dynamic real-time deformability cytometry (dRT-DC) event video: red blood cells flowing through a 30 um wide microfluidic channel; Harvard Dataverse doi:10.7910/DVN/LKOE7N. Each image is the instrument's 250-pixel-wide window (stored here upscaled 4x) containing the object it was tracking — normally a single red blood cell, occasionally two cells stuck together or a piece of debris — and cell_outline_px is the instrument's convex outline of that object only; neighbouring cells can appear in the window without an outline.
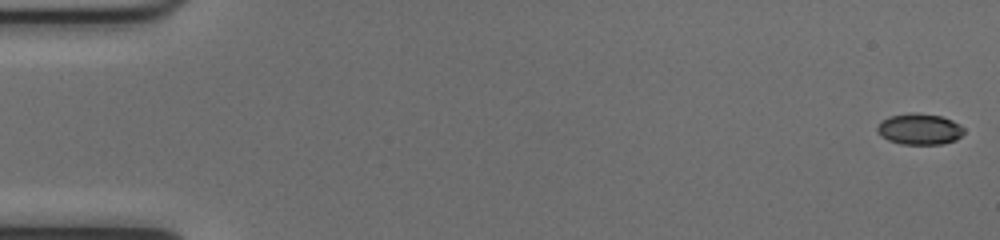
{"species": "common noctule bat (a hibernating species)", "species_latin": "Nyctalus noctula", "temperature_condition": "cold", "stored_images_in_passage": 52, "camera_frame_rate_fps": 3000, "um_per_image_px": 0.085, "animal": {"sex": "female", "body_mass_g": 17.0, "forearm_length_mm": 48.0}, "frame": {"image": 1, "passage_image": 1, "time_ms": 0.0, "image_size_px": [1000, 240], "cell_outline_px": [[964, 132], [956, 140], [944, 144], [900, 144], [888, 140], [880, 136], [876, 132], [876, 128], [888, 116], [908, 112], [912, 112], [940, 116], [952, 120], [960, 124], [964, 128]], "centroid_in_image_um": [78.15, 10.98], "position_along_channel_um": 6.9, "area_um2": 15.84}}
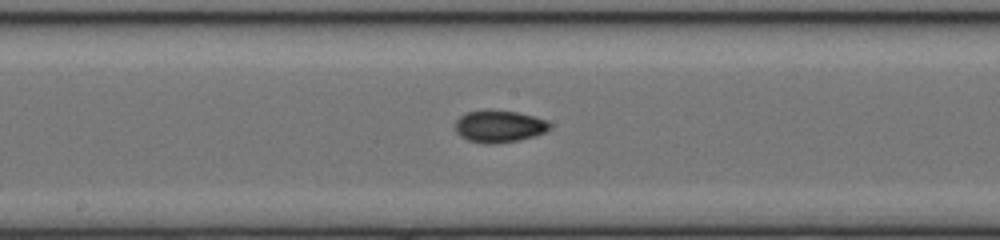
{"frame": {"image": 2, "passage_image": 28, "time_ms": 9.0, "image_size_px": [1000, 240], "cell_outline_px": [[552, 124], [544, 132], [536, 136], [520, 140], [492, 144], [484, 144], [468, 140], [460, 136], [456, 132], [456, 120], [460, 116], [468, 112], [516, 112], [548, 120]], "centroid_in_image_um": [42.45, 10.78], "position_along_channel_um": 205.7, "area_um2": 17.22}}
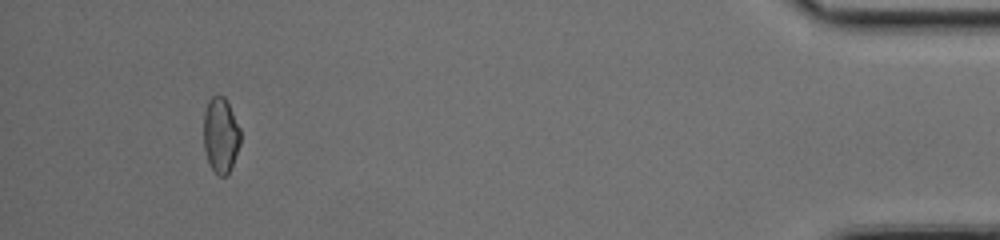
{"frame": {"image": 3, "passage_image": 49, "time_ms": 16.0, "image_size_px": [1000, 240], "cell_outline_px": [[240, 144], [232, 164], [228, 172], [224, 176], [220, 176], [212, 168], [208, 160], [204, 148], [204, 112], [208, 100], [212, 96], [224, 96], [240, 128]], "centroid_in_image_um": [18.75, 11.46], "position_along_channel_um": 416.5, "area_um2": 15.84}, "authors_computed_cell_mechanics": {"area_um2": 16.2996, "velocity_mm_per_s": 4.0196, "shape_relaxation_time_tau1_ms": null, "shape_relaxation_time_tau2_ms": 1.5202, "deformation_change_tau1": null, "deformation_change_tau2": 0.0493}}